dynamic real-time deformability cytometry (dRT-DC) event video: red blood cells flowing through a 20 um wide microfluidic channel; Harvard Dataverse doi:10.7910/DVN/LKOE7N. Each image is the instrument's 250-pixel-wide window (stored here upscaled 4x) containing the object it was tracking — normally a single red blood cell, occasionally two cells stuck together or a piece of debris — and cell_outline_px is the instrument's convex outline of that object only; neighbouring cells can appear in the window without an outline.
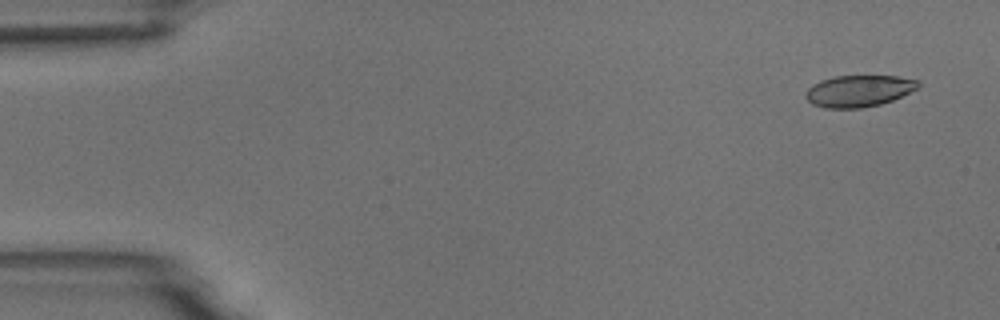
{"species": "common noctule bat (a hibernating species)", "species_latin": "Nyctalus noctula", "temperature_condition": "room temperature", "stored_images_in_passage": 5, "camera_frame_rate_fps": 3000, "um_per_image_px": 0.085, "animal": {"sex": "male", "body_mass_g": 18.8}, "frame": {"image": 1, "passage_image": 1, "time_ms": 0.0, "image_size_px": [1000, 320], "cell_outline_px": [[920, 88], [892, 100], [880, 104], [860, 108], [824, 108], [812, 104], [804, 96], [804, 92], [812, 84], [820, 80], [836, 76], [896, 76], [920, 80]], "centroid_in_image_um": [72.99, 7.72], "position_along_channel_um": 12.0, "area_um2": 20.92}}
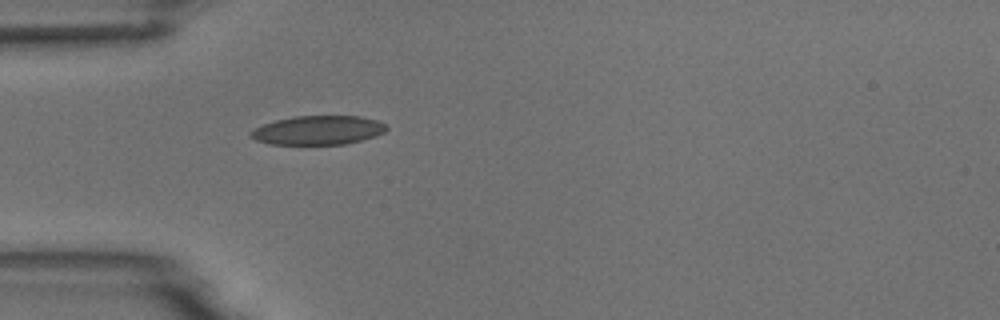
{"frame": {"image": 2, "passage_image": 5, "time_ms": 4.333, "image_size_px": [1000, 320], "cell_outline_px": [[388, 128], [384, 132], [376, 136], [344, 144], [268, 144], [256, 140], [248, 136], [248, 132], [264, 124], [276, 120], [292, 116], [360, 116], [376, 120], [384, 124]], "centroid_in_image_um": [27.01, 11.07], "position_along_channel_um": 58.0, "area_um2": 22.89}}